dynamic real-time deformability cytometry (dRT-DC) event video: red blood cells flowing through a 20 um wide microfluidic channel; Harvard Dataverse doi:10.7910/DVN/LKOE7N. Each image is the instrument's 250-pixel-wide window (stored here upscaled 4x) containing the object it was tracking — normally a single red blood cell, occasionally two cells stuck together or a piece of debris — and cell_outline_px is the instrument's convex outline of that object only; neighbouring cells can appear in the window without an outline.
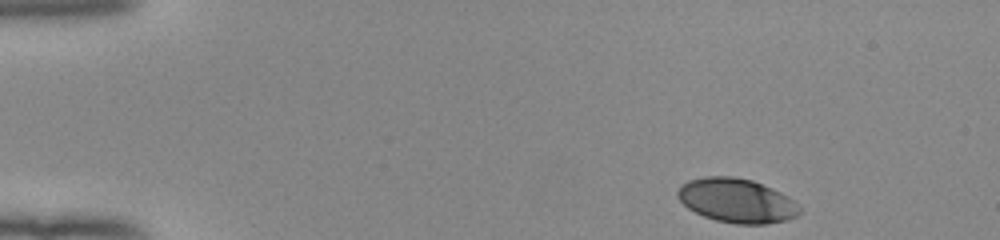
{"species": "human", "species_latin": "Homo sapiens", "temperature_condition": "room temperature", "stored_images_in_passage": 46, "camera_frame_rate_fps": 3000, "um_per_image_px": 0.085, "donor": {"sex": "female"}, "frame": {"image": 1, "passage_image": 1, "time_ms": 0.0, "image_size_px": [1000, 240], "cell_outline_px": [[800, 212], [796, 216], [788, 220], [764, 224], [736, 224], [716, 220], [704, 216], [688, 208], [676, 196], [676, 192], [688, 180], [704, 176], [732, 176], [752, 180], [772, 188], [788, 196], [800, 208]], "centroid_in_image_um": [62.62, 17.05], "position_along_channel_um": 22.4, "area_um2": 31.27}}
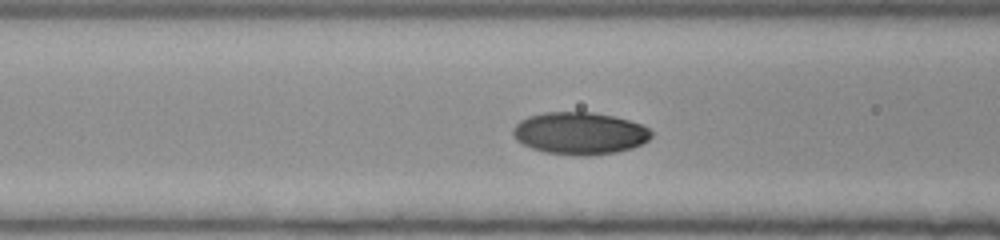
{"frame": {"image": 2, "passage_image": 16, "time_ms": 5.0, "image_size_px": [1000, 240], "cell_outline_px": [[652, 136], [648, 140], [632, 148], [616, 152], [588, 156], [580, 156], [544, 152], [532, 148], [516, 140], [512, 136], [512, 128], [520, 120], [528, 116], [544, 112], [592, 112], [612, 116], [628, 120], [640, 124], [648, 128], [652, 132]], "centroid_in_image_um": [49.25, 11.33], "position_along_channel_um": 117.4, "area_um2": 34.1}}
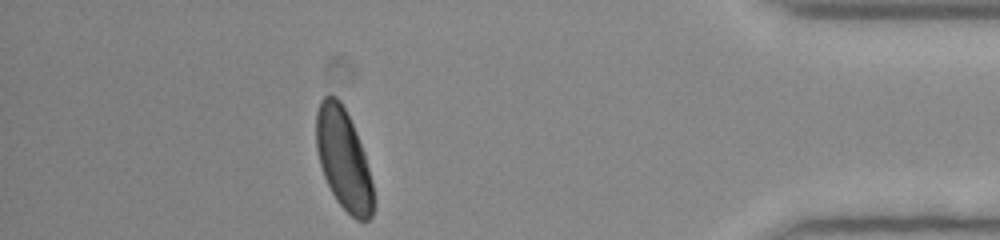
{"frame": {"image": 3, "passage_image": 41, "time_ms": 13.333, "image_size_px": [1000, 240], "cell_outline_px": [[372, 216], [368, 220], [356, 220], [336, 200], [324, 176], [320, 164], [316, 148], [316, 112], [320, 100], [324, 96], [336, 96], [340, 100], [356, 132], [364, 152], [372, 180]], "centroid_in_image_um": [29.18, 13.51], "position_along_channel_um": 406.0, "area_um2": 33.18}, "authors_computed_cell_mechanics": {"area_um2": 33.2639, "velocity_mm_per_s": 3.9631, "shape_relaxation_time_tau1_ms": 3.121, "shape_relaxation_time_tau2_ms": null, "deformation_change_tau1": 0.1435, "deformation_change_tau2": null}}